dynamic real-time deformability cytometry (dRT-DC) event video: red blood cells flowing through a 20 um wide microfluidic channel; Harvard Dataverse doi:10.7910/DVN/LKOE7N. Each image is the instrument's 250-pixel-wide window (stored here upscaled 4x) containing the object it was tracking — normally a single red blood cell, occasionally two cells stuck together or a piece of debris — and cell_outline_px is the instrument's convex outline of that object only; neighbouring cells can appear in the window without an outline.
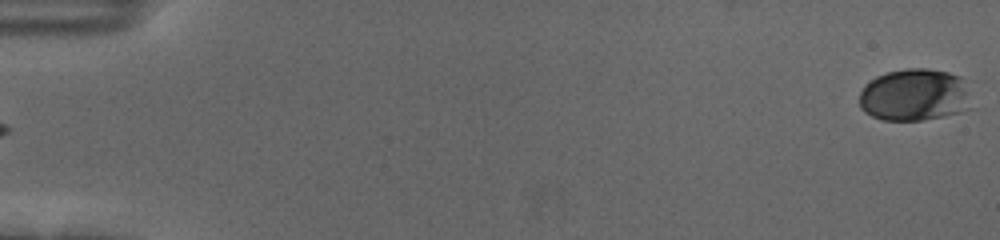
{"species": "human", "species_latin": "Homo sapiens", "temperature_condition": "cold", "stored_images_in_passage": 57, "camera_frame_rate_fps": 3000, "um_per_image_px": 0.085, "donor": {"sex": "female"}, "frame": {"image": 1, "passage_image": 1, "time_ms": 0.0, "image_size_px": [1000, 240], "cell_outline_px": [[976, 108], [944, 116], [924, 120], [880, 120], [864, 112], [860, 108], [860, 92], [864, 84], [876, 76], [888, 72], [904, 68], [928, 68], [948, 72], [960, 76]], "centroid_in_image_um": [77.76, 8.08], "position_along_channel_um": 7.2, "area_um2": 34.74}}
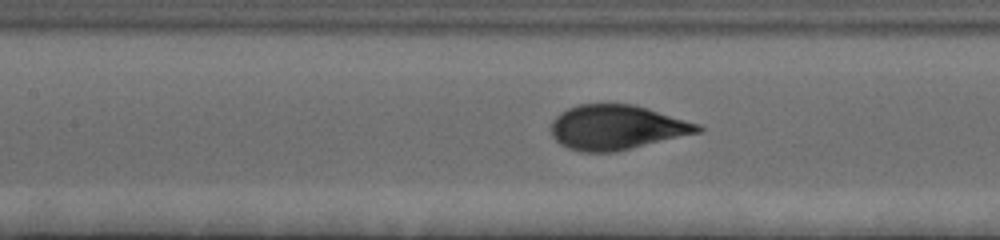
{"frame": {"image": 2, "passage_image": 27, "time_ms": 8.667, "image_size_px": [1000, 240], "cell_outline_px": [[704, 132], [616, 152], [580, 152], [568, 148], [560, 144], [552, 136], [552, 120], [560, 112], [568, 108], [580, 104], [632, 104], [648, 108], [700, 124], [704, 128]], "centroid_in_image_um": [52.46, 10.84], "position_along_channel_um": 154.9, "area_um2": 38.55}}
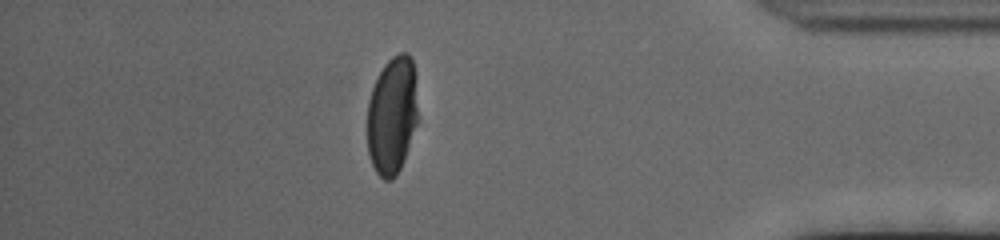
{"frame": {"image": 3, "passage_image": 50, "time_ms": 16.333, "image_size_px": [1000, 240], "cell_outline_px": [[416, 124], [404, 160], [396, 176], [392, 180], [384, 180], [376, 172], [372, 164], [368, 152], [368, 100], [372, 88], [384, 64], [392, 56], [400, 52], [408, 52], [412, 56], [416, 108]], "centroid_in_image_um": [33.31, 9.81], "position_along_channel_um": 401.9, "area_um2": 34.33}, "authors_computed_cell_mechanics": {"area_um2": 38.0324, "velocity_mm_per_s": 3.6568, "shape_relaxation_time_tau1_ms": 3.5848, "shape_relaxation_time_tau2_ms": null, "deformation_change_tau1": 0.178, "deformation_change_tau2": null}}